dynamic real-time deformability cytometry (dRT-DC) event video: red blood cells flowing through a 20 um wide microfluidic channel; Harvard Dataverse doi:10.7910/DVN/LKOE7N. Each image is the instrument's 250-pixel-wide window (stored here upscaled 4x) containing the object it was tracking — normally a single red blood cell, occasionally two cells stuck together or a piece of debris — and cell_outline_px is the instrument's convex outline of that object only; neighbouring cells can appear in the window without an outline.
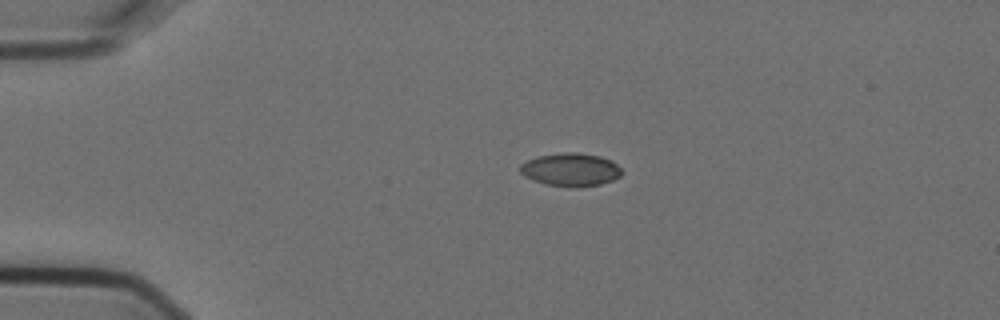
{"species": "Egyptian fruit bat (a non-hibernating species)", "species_latin": "Rousettus aegyptiacus", "temperature_condition": "cold", "stored_images_in_passage": 3, "camera_frame_rate_fps": 3000, "um_per_image_px": 0.085, "animal": {"sex": "female"}, "frame": {"image": 1, "passage_image": 1, "time_ms": 0.0, "image_size_px": [1000, 320], "cell_outline_px": [[624, 172], [620, 176], [612, 180], [600, 184], [576, 188], [568, 188], [544, 184], [532, 180], [524, 176], [520, 172], [520, 164], [528, 160], [540, 156], [564, 152], [576, 152], [600, 156], [612, 160]], "centroid_in_image_um": [48.51, 14.43], "position_along_channel_um": 36.5, "area_um2": 19.83}}
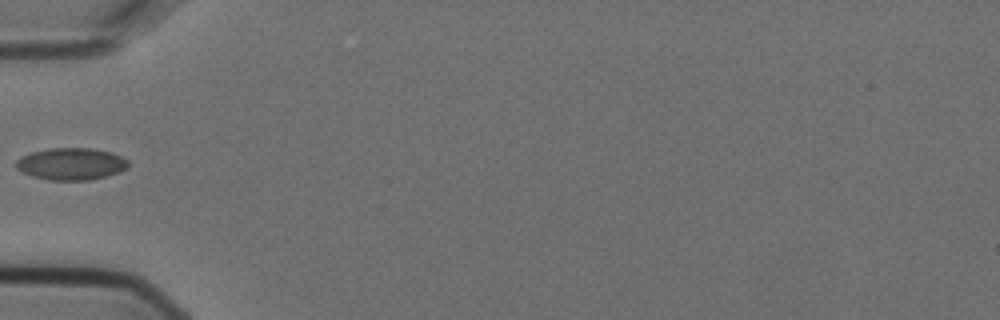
{"frame": {"image": 2, "passage_image": 3, "time_ms": 0.667, "image_size_px": [1000, 320], "cell_outline_px": [[128, 168], [120, 172], [88, 180], [48, 180], [32, 176], [16, 168], [16, 160], [20, 156], [32, 152], [48, 148], [92, 148], [112, 152], [128, 160]], "centroid_in_image_um": [6.05, 13.92], "position_along_channel_um": 79.0, "area_um2": 20.98}}